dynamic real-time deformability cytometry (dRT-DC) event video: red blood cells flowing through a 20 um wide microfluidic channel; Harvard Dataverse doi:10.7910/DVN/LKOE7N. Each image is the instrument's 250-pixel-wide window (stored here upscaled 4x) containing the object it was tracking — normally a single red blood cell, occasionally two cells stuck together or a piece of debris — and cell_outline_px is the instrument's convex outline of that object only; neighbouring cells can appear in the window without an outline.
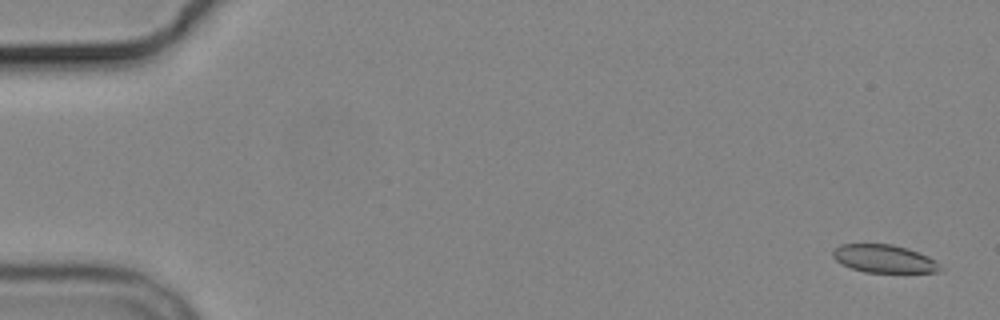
{"species": "common noctule bat (a hibernating species)", "species_latin": "Nyctalus noctula", "temperature_condition": "cold", "stored_images_in_passage": 5, "camera_frame_rate_fps": 3000, "um_per_image_px": 0.085, "animal": {"sex": "male", "body_mass_g": 19.2, "forearm_length_mm": 51.8}, "frame": {"image": 1, "passage_image": 1, "time_ms": 0.0, "image_size_px": [1000, 320], "cell_outline_px": [[944, 268], [940, 272], [864, 272], [840, 264], [832, 256], [832, 252], [840, 244], [892, 244], [908, 248], [928, 256], [936, 260]], "centroid_in_image_um": [75.18, 21.99], "position_along_channel_um": 9.8, "area_um2": 17.63}}
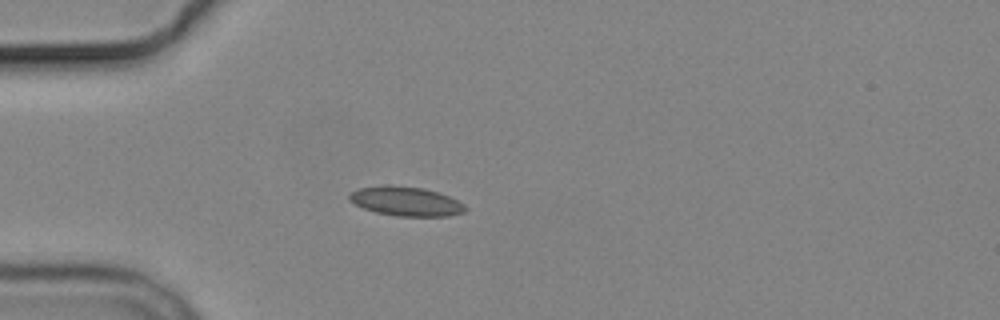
{"frame": {"image": 2, "passage_image": 5, "time_ms": 4.667, "image_size_px": [1000, 320], "cell_outline_px": [[468, 208], [464, 212], [448, 216], [396, 216], [376, 212], [364, 208], [348, 200], [348, 196], [352, 192], [360, 188], [388, 184], [424, 188], [440, 192], [464, 204]], "centroid_in_image_um": [34.52, 17.1], "position_along_channel_um": 50.5, "area_um2": 19.83}}